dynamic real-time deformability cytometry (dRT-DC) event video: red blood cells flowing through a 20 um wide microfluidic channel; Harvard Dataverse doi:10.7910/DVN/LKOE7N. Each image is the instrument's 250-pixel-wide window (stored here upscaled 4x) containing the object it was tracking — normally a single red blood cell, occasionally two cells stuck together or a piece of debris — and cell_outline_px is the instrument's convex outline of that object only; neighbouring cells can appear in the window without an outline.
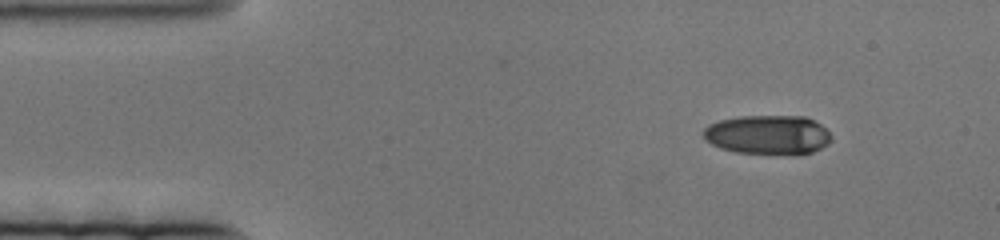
{"species": "human", "species_latin": "Homo sapiens", "temperature_condition": "cold", "stored_images_in_passage": 73, "camera_frame_rate_fps": 3000, "um_per_image_px": 0.085, "donor": {"sex": "female"}, "frame": {"image": 1, "passage_image": 1, "time_ms": 0.0, "image_size_px": [1000, 240], "cell_outline_px": [[832, 140], [828, 144], [812, 152], [736, 152], [720, 148], [704, 140], [704, 128], [708, 124], [720, 120], [740, 116], [808, 116], [820, 124], [832, 136]], "centroid_in_image_um": [65.25, 11.41], "position_along_channel_um": 19.7, "area_um2": 28.73}}
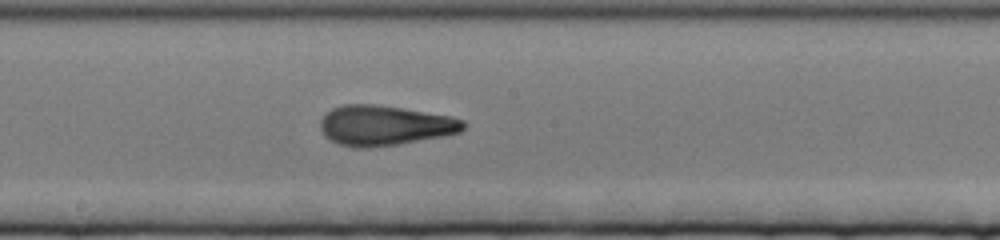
{"frame": {"image": 2, "passage_image": 34, "time_ms": 11.0, "image_size_px": [1000, 240], "cell_outline_px": [[464, 128], [460, 132], [444, 136], [396, 144], [368, 148], [356, 148], [340, 144], [328, 140], [324, 136], [320, 128], [320, 120], [332, 108], [344, 104], [372, 104], [400, 108], [452, 116], [464, 120]], "centroid_in_image_um": [32.67, 10.67], "position_along_channel_um": 215.5, "area_um2": 33.29}}
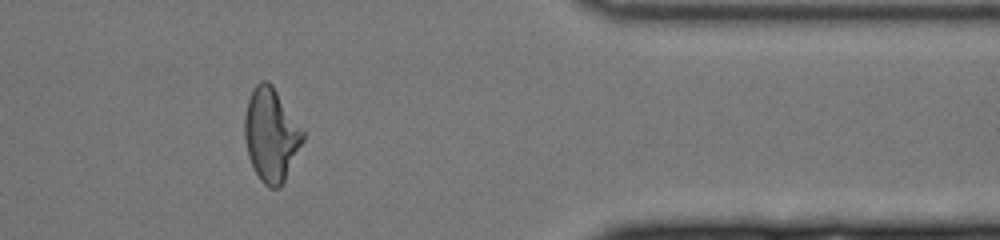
{"frame": {"image": 3, "passage_image": 58, "time_ms": 19.0, "image_size_px": [1000, 240], "cell_outline_px": [[304, 140], [280, 188], [268, 188], [260, 180], [248, 156], [244, 136], [244, 116], [248, 100], [252, 88], [260, 80], [268, 80], [272, 84], [304, 128]], "centroid_in_image_um": [23.05, 11.42], "position_along_channel_um": 388.4, "area_um2": 31.96}}